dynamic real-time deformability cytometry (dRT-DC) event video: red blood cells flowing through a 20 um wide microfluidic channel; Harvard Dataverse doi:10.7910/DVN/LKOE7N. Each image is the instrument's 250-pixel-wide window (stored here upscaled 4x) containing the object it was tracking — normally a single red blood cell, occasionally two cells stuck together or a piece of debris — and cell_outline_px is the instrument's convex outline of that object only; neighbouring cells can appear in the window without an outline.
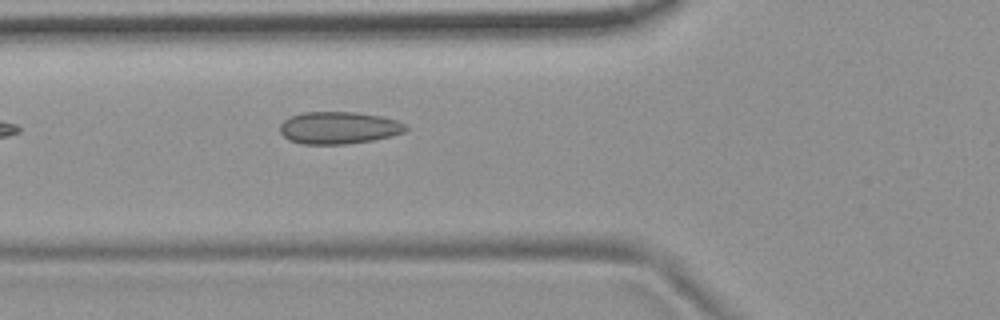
{"species": "common noctule bat (a hibernating species)", "species_latin": "Nyctalus noctula", "temperature_condition": "room temperature", "stored_images_in_passage": 6, "camera_frame_rate_fps": 3000, "um_per_image_px": 0.085, "animal": {"sex": "female", "body_mass_g": 19.9}, "frame": {"image": 1, "passage_image": 6, "time_ms": 5.667, "image_size_px": [1000, 320], "cell_outline_px": [[408, 128], [404, 132], [392, 136], [372, 140], [344, 144], [304, 144], [288, 140], [280, 132], [280, 124], [284, 120], [300, 112], [356, 112], [380, 116], [396, 120], [408, 124]], "centroid_in_image_um": [28.8, 10.86], "position_along_channel_um": 97.0, "area_um2": 23.7}}